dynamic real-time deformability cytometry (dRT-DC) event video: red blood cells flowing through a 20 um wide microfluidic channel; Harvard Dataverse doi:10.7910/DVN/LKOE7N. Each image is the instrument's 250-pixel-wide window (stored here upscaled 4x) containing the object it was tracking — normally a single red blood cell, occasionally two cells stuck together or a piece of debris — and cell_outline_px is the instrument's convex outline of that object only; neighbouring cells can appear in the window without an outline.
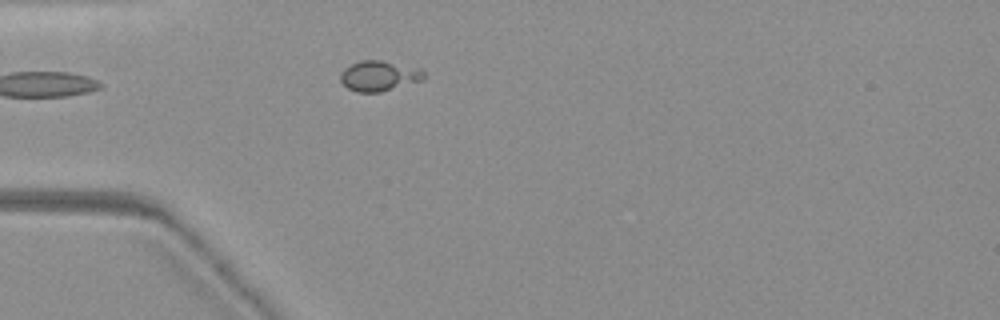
{"species": "common noctule bat (a hibernating species)", "species_latin": "Nyctalus noctula", "temperature_condition": "warm", "stored_images_in_passage": 3, "camera_frame_rate_fps": 3000, "um_per_image_px": 0.085, "animal": {"sex": "female", "body_mass_g": 19.3, "forearm_length_mm": 54.1}, "frame": {"image": 1, "passage_image": 2, "time_ms": 0.333, "image_size_px": [1000, 320], "cell_outline_px": [[424, 80], [380, 92], [356, 92], [348, 88], [340, 80], [340, 72], [344, 68], [360, 60], [380, 60], [420, 68], [424, 72]], "centroid_in_image_um": [32.22, 6.45], "position_along_channel_um": 52.8, "area_um2": 14.74}}